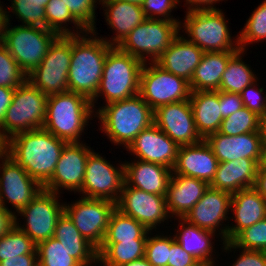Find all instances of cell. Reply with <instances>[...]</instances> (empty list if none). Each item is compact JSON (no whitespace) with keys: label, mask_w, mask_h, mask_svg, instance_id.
Listing matches in <instances>:
<instances>
[{"label":"cell","mask_w":266,"mask_h":266,"mask_svg":"<svg viewBox=\"0 0 266 266\" xmlns=\"http://www.w3.org/2000/svg\"><path fill=\"white\" fill-rule=\"evenodd\" d=\"M67 142L44 128L21 132L7 141V154L42 186L52 177Z\"/></svg>","instance_id":"1"},{"label":"cell","mask_w":266,"mask_h":266,"mask_svg":"<svg viewBox=\"0 0 266 266\" xmlns=\"http://www.w3.org/2000/svg\"><path fill=\"white\" fill-rule=\"evenodd\" d=\"M113 47L98 36L96 29L71 35L69 91L81 94L91 101L100 86L107 53Z\"/></svg>","instance_id":"2"},{"label":"cell","mask_w":266,"mask_h":266,"mask_svg":"<svg viewBox=\"0 0 266 266\" xmlns=\"http://www.w3.org/2000/svg\"><path fill=\"white\" fill-rule=\"evenodd\" d=\"M95 109L102 133L116 146L126 150L135 137L154 123V111L139 94Z\"/></svg>","instance_id":"3"},{"label":"cell","mask_w":266,"mask_h":266,"mask_svg":"<svg viewBox=\"0 0 266 266\" xmlns=\"http://www.w3.org/2000/svg\"><path fill=\"white\" fill-rule=\"evenodd\" d=\"M93 119L95 112L91 101L81 94L67 91L48 95L42 128L67 143L82 142L85 127L88 128L89 120Z\"/></svg>","instance_id":"4"},{"label":"cell","mask_w":266,"mask_h":266,"mask_svg":"<svg viewBox=\"0 0 266 266\" xmlns=\"http://www.w3.org/2000/svg\"><path fill=\"white\" fill-rule=\"evenodd\" d=\"M143 62L114 46L106 56L100 86L91 100L93 110L98 98H104L105 105L128 99L139 94L140 73ZM103 96V97H102Z\"/></svg>","instance_id":"5"},{"label":"cell","mask_w":266,"mask_h":266,"mask_svg":"<svg viewBox=\"0 0 266 266\" xmlns=\"http://www.w3.org/2000/svg\"><path fill=\"white\" fill-rule=\"evenodd\" d=\"M179 31L204 52L238 51V34L231 36L229 19L222 9L188 11ZM227 19V20H226ZM231 33V34H230ZM236 38V39H235Z\"/></svg>","instance_id":"6"},{"label":"cell","mask_w":266,"mask_h":266,"mask_svg":"<svg viewBox=\"0 0 266 266\" xmlns=\"http://www.w3.org/2000/svg\"><path fill=\"white\" fill-rule=\"evenodd\" d=\"M48 95L28 80L15 88L12 102L5 112L0 134L8 141L14 135L42 128Z\"/></svg>","instance_id":"7"},{"label":"cell","mask_w":266,"mask_h":266,"mask_svg":"<svg viewBox=\"0 0 266 266\" xmlns=\"http://www.w3.org/2000/svg\"><path fill=\"white\" fill-rule=\"evenodd\" d=\"M180 22L145 19L117 47L143 63L155 62L180 33Z\"/></svg>","instance_id":"8"},{"label":"cell","mask_w":266,"mask_h":266,"mask_svg":"<svg viewBox=\"0 0 266 266\" xmlns=\"http://www.w3.org/2000/svg\"><path fill=\"white\" fill-rule=\"evenodd\" d=\"M59 36L57 32L47 28L24 25L12 27L9 22L4 45L28 75L41 63L50 46Z\"/></svg>","instance_id":"9"},{"label":"cell","mask_w":266,"mask_h":266,"mask_svg":"<svg viewBox=\"0 0 266 266\" xmlns=\"http://www.w3.org/2000/svg\"><path fill=\"white\" fill-rule=\"evenodd\" d=\"M60 195L43 189L15 215V225L36 245L54 236L58 219L64 213V202L61 203L63 200L59 199ZM19 216L25 219L24 225L19 221Z\"/></svg>","instance_id":"10"},{"label":"cell","mask_w":266,"mask_h":266,"mask_svg":"<svg viewBox=\"0 0 266 266\" xmlns=\"http://www.w3.org/2000/svg\"><path fill=\"white\" fill-rule=\"evenodd\" d=\"M70 63L71 35H60L41 63L27 75V80L46 95L67 92Z\"/></svg>","instance_id":"11"},{"label":"cell","mask_w":266,"mask_h":266,"mask_svg":"<svg viewBox=\"0 0 266 266\" xmlns=\"http://www.w3.org/2000/svg\"><path fill=\"white\" fill-rule=\"evenodd\" d=\"M189 82L157 65L143 64L140 73L139 95L154 111L160 106L189 100Z\"/></svg>","instance_id":"12"},{"label":"cell","mask_w":266,"mask_h":266,"mask_svg":"<svg viewBox=\"0 0 266 266\" xmlns=\"http://www.w3.org/2000/svg\"><path fill=\"white\" fill-rule=\"evenodd\" d=\"M93 150L88 158L80 196L117 203L125 182L124 162L115 166ZM82 194V195H81Z\"/></svg>","instance_id":"13"},{"label":"cell","mask_w":266,"mask_h":266,"mask_svg":"<svg viewBox=\"0 0 266 266\" xmlns=\"http://www.w3.org/2000/svg\"><path fill=\"white\" fill-rule=\"evenodd\" d=\"M116 203L105 199L81 196L70 204L64 202V212L81 235L97 249L102 245Z\"/></svg>","instance_id":"14"},{"label":"cell","mask_w":266,"mask_h":266,"mask_svg":"<svg viewBox=\"0 0 266 266\" xmlns=\"http://www.w3.org/2000/svg\"><path fill=\"white\" fill-rule=\"evenodd\" d=\"M43 189L7 153L0 159V206L9 209L6 204L12 205L16 215V212L27 206Z\"/></svg>","instance_id":"15"},{"label":"cell","mask_w":266,"mask_h":266,"mask_svg":"<svg viewBox=\"0 0 266 266\" xmlns=\"http://www.w3.org/2000/svg\"><path fill=\"white\" fill-rule=\"evenodd\" d=\"M93 148L85 142H70L63 147L55 171L44 190L62 194V190L78 193L82 189L87 158Z\"/></svg>","instance_id":"16"},{"label":"cell","mask_w":266,"mask_h":266,"mask_svg":"<svg viewBox=\"0 0 266 266\" xmlns=\"http://www.w3.org/2000/svg\"><path fill=\"white\" fill-rule=\"evenodd\" d=\"M116 208L152 232L156 231L161 223L164 225L167 221L169 223L168 219H172L167 210L165 196L145 192L128 186L125 182Z\"/></svg>","instance_id":"17"},{"label":"cell","mask_w":266,"mask_h":266,"mask_svg":"<svg viewBox=\"0 0 266 266\" xmlns=\"http://www.w3.org/2000/svg\"><path fill=\"white\" fill-rule=\"evenodd\" d=\"M231 199V193L209 186L205 190L202 198L183 219L207 231L216 234L218 232V237L216 236V238L220 237L221 239H218V241L223 245L227 242V228L229 222L225 224L224 221H230L228 215L231 208Z\"/></svg>","instance_id":"18"},{"label":"cell","mask_w":266,"mask_h":266,"mask_svg":"<svg viewBox=\"0 0 266 266\" xmlns=\"http://www.w3.org/2000/svg\"><path fill=\"white\" fill-rule=\"evenodd\" d=\"M154 124L179 146L204 140L197 131L190 100L158 107L154 110Z\"/></svg>","instance_id":"19"},{"label":"cell","mask_w":266,"mask_h":266,"mask_svg":"<svg viewBox=\"0 0 266 266\" xmlns=\"http://www.w3.org/2000/svg\"><path fill=\"white\" fill-rule=\"evenodd\" d=\"M179 147L153 123L135 137L126 151L132 153L131 156H136L133 159L158 163L172 169Z\"/></svg>","instance_id":"20"},{"label":"cell","mask_w":266,"mask_h":266,"mask_svg":"<svg viewBox=\"0 0 266 266\" xmlns=\"http://www.w3.org/2000/svg\"><path fill=\"white\" fill-rule=\"evenodd\" d=\"M219 163L242 158L253 159L259 165L262 161L263 141L260 132L228 136L219 132L205 139Z\"/></svg>","instance_id":"21"},{"label":"cell","mask_w":266,"mask_h":266,"mask_svg":"<svg viewBox=\"0 0 266 266\" xmlns=\"http://www.w3.org/2000/svg\"><path fill=\"white\" fill-rule=\"evenodd\" d=\"M218 159L205 140L179 147L172 174L201 179L211 183L218 167Z\"/></svg>","instance_id":"22"},{"label":"cell","mask_w":266,"mask_h":266,"mask_svg":"<svg viewBox=\"0 0 266 266\" xmlns=\"http://www.w3.org/2000/svg\"><path fill=\"white\" fill-rule=\"evenodd\" d=\"M230 212L233 216L229 220L234 221L227 228V242L245 228L266 218V200L254 187L241 189L232 193Z\"/></svg>","instance_id":"23"},{"label":"cell","mask_w":266,"mask_h":266,"mask_svg":"<svg viewBox=\"0 0 266 266\" xmlns=\"http://www.w3.org/2000/svg\"><path fill=\"white\" fill-rule=\"evenodd\" d=\"M203 55L202 49L179 33L155 63L190 83Z\"/></svg>","instance_id":"24"},{"label":"cell","mask_w":266,"mask_h":266,"mask_svg":"<svg viewBox=\"0 0 266 266\" xmlns=\"http://www.w3.org/2000/svg\"><path fill=\"white\" fill-rule=\"evenodd\" d=\"M102 4V5H101ZM106 25L115 33L110 39L102 37L108 44L118 46L122 40L146 17L141 5L120 0H100Z\"/></svg>","instance_id":"25"},{"label":"cell","mask_w":266,"mask_h":266,"mask_svg":"<svg viewBox=\"0 0 266 266\" xmlns=\"http://www.w3.org/2000/svg\"><path fill=\"white\" fill-rule=\"evenodd\" d=\"M208 187L204 180L172 174L165 196L170 217L184 218Z\"/></svg>","instance_id":"26"},{"label":"cell","mask_w":266,"mask_h":266,"mask_svg":"<svg viewBox=\"0 0 266 266\" xmlns=\"http://www.w3.org/2000/svg\"><path fill=\"white\" fill-rule=\"evenodd\" d=\"M172 169L138 159L124 162L125 183L148 193L166 196Z\"/></svg>","instance_id":"27"},{"label":"cell","mask_w":266,"mask_h":266,"mask_svg":"<svg viewBox=\"0 0 266 266\" xmlns=\"http://www.w3.org/2000/svg\"><path fill=\"white\" fill-rule=\"evenodd\" d=\"M175 220L179 223V227L173 228V232L176 233L173 236L182 249L197 258L204 266H217L216 263H219V260L214 257L217 256L218 258L214 241L218 234L192 225L183 218Z\"/></svg>","instance_id":"28"},{"label":"cell","mask_w":266,"mask_h":266,"mask_svg":"<svg viewBox=\"0 0 266 266\" xmlns=\"http://www.w3.org/2000/svg\"><path fill=\"white\" fill-rule=\"evenodd\" d=\"M259 167L255 160L247 158L219 163L209 186L231 194L254 187Z\"/></svg>","instance_id":"29"},{"label":"cell","mask_w":266,"mask_h":266,"mask_svg":"<svg viewBox=\"0 0 266 266\" xmlns=\"http://www.w3.org/2000/svg\"><path fill=\"white\" fill-rule=\"evenodd\" d=\"M53 237L60 241L70 256L82 266L98 265V249L81 235L65 212L58 219Z\"/></svg>","instance_id":"30"},{"label":"cell","mask_w":266,"mask_h":266,"mask_svg":"<svg viewBox=\"0 0 266 266\" xmlns=\"http://www.w3.org/2000/svg\"><path fill=\"white\" fill-rule=\"evenodd\" d=\"M189 100L199 135L205 139L218 132L223 121L219 91H193Z\"/></svg>","instance_id":"31"},{"label":"cell","mask_w":266,"mask_h":266,"mask_svg":"<svg viewBox=\"0 0 266 266\" xmlns=\"http://www.w3.org/2000/svg\"><path fill=\"white\" fill-rule=\"evenodd\" d=\"M237 51L204 52L189 83L193 91H218L229 59Z\"/></svg>","instance_id":"32"},{"label":"cell","mask_w":266,"mask_h":266,"mask_svg":"<svg viewBox=\"0 0 266 266\" xmlns=\"http://www.w3.org/2000/svg\"><path fill=\"white\" fill-rule=\"evenodd\" d=\"M147 239L103 242L98 249V266H122L144 257Z\"/></svg>","instance_id":"33"},{"label":"cell","mask_w":266,"mask_h":266,"mask_svg":"<svg viewBox=\"0 0 266 266\" xmlns=\"http://www.w3.org/2000/svg\"><path fill=\"white\" fill-rule=\"evenodd\" d=\"M245 53H247V50L239 49L229 59L218 91L240 94L247 86L259 78L250 64H245L246 62L243 61Z\"/></svg>","instance_id":"34"},{"label":"cell","mask_w":266,"mask_h":266,"mask_svg":"<svg viewBox=\"0 0 266 266\" xmlns=\"http://www.w3.org/2000/svg\"><path fill=\"white\" fill-rule=\"evenodd\" d=\"M147 230L137 220L115 208L112 212L103 242L133 241L147 239Z\"/></svg>","instance_id":"35"},{"label":"cell","mask_w":266,"mask_h":266,"mask_svg":"<svg viewBox=\"0 0 266 266\" xmlns=\"http://www.w3.org/2000/svg\"><path fill=\"white\" fill-rule=\"evenodd\" d=\"M71 23L74 24L75 27H68V24L71 25ZM45 28L53 30L62 36L80 35L88 31L71 14L62 0H49L45 7Z\"/></svg>","instance_id":"36"},{"label":"cell","mask_w":266,"mask_h":266,"mask_svg":"<svg viewBox=\"0 0 266 266\" xmlns=\"http://www.w3.org/2000/svg\"><path fill=\"white\" fill-rule=\"evenodd\" d=\"M238 42L241 50H248L250 44L266 41V0H263L252 11L246 20L244 28L238 33Z\"/></svg>","instance_id":"37"},{"label":"cell","mask_w":266,"mask_h":266,"mask_svg":"<svg viewBox=\"0 0 266 266\" xmlns=\"http://www.w3.org/2000/svg\"><path fill=\"white\" fill-rule=\"evenodd\" d=\"M7 13H13L22 22L19 25L45 28V7L49 0H10Z\"/></svg>","instance_id":"38"},{"label":"cell","mask_w":266,"mask_h":266,"mask_svg":"<svg viewBox=\"0 0 266 266\" xmlns=\"http://www.w3.org/2000/svg\"><path fill=\"white\" fill-rule=\"evenodd\" d=\"M36 250L38 266H82L54 237L40 242Z\"/></svg>","instance_id":"39"},{"label":"cell","mask_w":266,"mask_h":266,"mask_svg":"<svg viewBox=\"0 0 266 266\" xmlns=\"http://www.w3.org/2000/svg\"><path fill=\"white\" fill-rule=\"evenodd\" d=\"M218 132L228 136L260 132V116L244 106L223 119Z\"/></svg>","instance_id":"40"},{"label":"cell","mask_w":266,"mask_h":266,"mask_svg":"<svg viewBox=\"0 0 266 266\" xmlns=\"http://www.w3.org/2000/svg\"><path fill=\"white\" fill-rule=\"evenodd\" d=\"M37 245L16 225L0 238V262L18 255L37 254Z\"/></svg>","instance_id":"41"},{"label":"cell","mask_w":266,"mask_h":266,"mask_svg":"<svg viewBox=\"0 0 266 266\" xmlns=\"http://www.w3.org/2000/svg\"><path fill=\"white\" fill-rule=\"evenodd\" d=\"M171 234L173 233L164 235L158 232V234L153 235L152 231H149L144 257L152 266H167L170 246L175 241Z\"/></svg>","instance_id":"42"},{"label":"cell","mask_w":266,"mask_h":266,"mask_svg":"<svg viewBox=\"0 0 266 266\" xmlns=\"http://www.w3.org/2000/svg\"><path fill=\"white\" fill-rule=\"evenodd\" d=\"M26 80V73L11 56L6 46L0 45V86L15 89Z\"/></svg>","instance_id":"43"},{"label":"cell","mask_w":266,"mask_h":266,"mask_svg":"<svg viewBox=\"0 0 266 266\" xmlns=\"http://www.w3.org/2000/svg\"><path fill=\"white\" fill-rule=\"evenodd\" d=\"M231 242L243 250L266 252V218L242 230Z\"/></svg>","instance_id":"44"},{"label":"cell","mask_w":266,"mask_h":266,"mask_svg":"<svg viewBox=\"0 0 266 266\" xmlns=\"http://www.w3.org/2000/svg\"><path fill=\"white\" fill-rule=\"evenodd\" d=\"M71 14L87 29L96 28V8L100 0H62Z\"/></svg>","instance_id":"45"},{"label":"cell","mask_w":266,"mask_h":266,"mask_svg":"<svg viewBox=\"0 0 266 266\" xmlns=\"http://www.w3.org/2000/svg\"><path fill=\"white\" fill-rule=\"evenodd\" d=\"M181 0H143L141 8L146 19H157L166 21H181L173 18L171 13L177 9Z\"/></svg>","instance_id":"46"},{"label":"cell","mask_w":266,"mask_h":266,"mask_svg":"<svg viewBox=\"0 0 266 266\" xmlns=\"http://www.w3.org/2000/svg\"><path fill=\"white\" fill-rule=\"evenodd\" d=\"M258 81L259 79L247 86L240 96L246 108L262 117L266 113V92L263 86H259Z\"/></svg>","instance_id":"47"},{"label":"cell","mask_w":266,"mask_h":266,"mask_svg":"<svg viewBox=\"0 0 266 266\" xmlns=\"http://www.w3.org/2000/svg\"><path fill=\"white\" fill-rule=\"evenodd\" d=\"M222 252H228V254L232 251L234 253L239 251L240 254L233 260V264L229 266H266V252L265 251H250L243 250L237 248L232 242H225L223 246H221ZM233 249V250H232ZM235 249V250H234ZM239 249V250H237ZM241 250V251H240Z\"/></svg>","instance_id":"48"},{"label":"cell","mask_w":266,"mask_h":266,"mask_svg":"<svg viewBox=\"0 0 266 266\" xmlns=\"http://www.w3.org/2000/svg\"><path fill=\"white\" fill-rule=\"evenodd\" d=\"M167 266H204L197 258L182 249L175 240L170 246Z\"/></svg>","instance_id":"49"},{"label":"cell","mask_w":266,"mask_h":266,"mask_svg":"<svg viewBox=\"0 0 266 266\" xmlns=\"http://www.w3.org/2000/svg\"><path fill=\"white\" fill-rule=\"evenodd\" d=\"M219 104L223 119L244 107L240 94L224 91H219Z\"/></svg>","instance_id":"50"},{"label":"cell","mask_w":266,"mask_h":266,"mask_svg":"<svg viewBox=\"0 0 266 266\" xmlns=\"http://www.w3.org/2000/svg\"><path fill=\"white\" fill-rule=\"evenodd\" d=\"M0 266H38V255L24 254L7 258L0 262Z\"/></svg>","instance_id":"51"},{"label":"cell","mask_w":266,"mask_h":266,"mask_svg":"<svg viewBox=\"0 0 266 266\" xmlns=\"http://www.w3.org/2000/svg\"><path fill=\"white\" fill-rule=\"evenodd\" d=\"M15 226L13 210L0 206V238L5 236Z\"/></svg>","instance_id":"52"},{"label":"cell","mask_w":266,"mask_h":266,"mask_svg":"<svg viewBox=\"0 0 266 266\" xmlns=\"http://www.w3.org/2000/svg\"><path fill=\"white\" fill-rule=\"evenodd\" d=\"M224 0H185L184 7L186 8L185 12L196 11V10H217L216 3Z\"/></svg>","instance_id":"53"},{"label":"cell","mask_w":266,"mask_h":266,"mask_svg":"<svg viewBox=\"0 0 266 266\" xmlns=\"http://www.w3.org/2000/svg\"><path fill=\"white\" fill-rule=\"evenodd\" d=\"M14 90L15 89L0 86V127L2 126L5 112L12 102Z\"/></svg>","instance_id":"54"},{"label":"cell","mask_w":266,"mask_h":266,"mask_svg":"<svg viewBox=\"0 0 266 266\" xmlns=\"http://www.w3.org/2000/svg\"><path fill=\"white\" fill-rule=\"evenodd\" d=\"M3 6L5 5L1 4L0 0V45L4 44L7 28L9 22L11 21L10 19L12 18V15L8 14L7 9L4 8Z\"/></svg>","instance_id":"55"},{"label":"cell","mask_w":266,"mask_h":266,"mask_svg":"<svg viewBox=\"0 0 266 266\" xmlns=\"http://www.w3.org/2000/svg\"><path fill=\"white\" fill-rule=\"evenodd\" d=\"M254 188L266 200V170L259 167Z\"/></svg>","instance_id":"56"},{"label":"cell","mask_w":266,"mask_h":266,"mask_svg":"<svg viewBox=\"0 0 266 266\" xmlns=\"http://www.w3.org/2000/svg\"><path fill=\"white\" fill-rule=\"evenodd\" d=\"M260 133L263 144H266V113L260 117Z\"/></svg>","instance_id":"57"},{"label":"cell","mask_w":266,"mask_h":266,"mask_svg":"<svg viewBox=\"0 0 266 266\" xmlns=\"http://www.w3.org/2000/svg\"><path fill=\"white\" fill-rule=\"evenodd\" d=\"M122 266H152L145 257L126 263Z\"/></svg>","instance_id":"58"},{"label":"cell","mask_w":266,"mask_h":266,"mask_svg":"<svg viewBox=\"0 0 266 266\" xmlns=\"http://www.w3.org/2000/svg\"><path fill=\"white\" fill-rule=\"evenodd\" d=\"M6 152H7V141L0 134V159L6 154Z\"/></svg>","instance_id":"59"},{"label":"cell","mask_w":266,"mask_h":266,"mask_svg":"<svg viewBox=\"0 0 266 266\" xmlns=\"http://www.w3.org/2000/svg\"><path fill=\"white\" fill-rule=\"evenodd\" d=\"M260 167L266 170V144H263L262 161Z\"/></svg>","instance_id":"60"},{"label":"cell","mask_w":266,"mask_h":266,"mask_svg":"<svg viewBox=\"0 0 266 266\" xmlns=\"http://www.w3.org/2000/svg\"><path fill=\"white\" fill-rule=\"evenodd\" d=\"M120 1H126V2H131V3H136V4H139L141 5L143 0H120Z\"/></svg>","instance_id":"61"}]
</instances>
